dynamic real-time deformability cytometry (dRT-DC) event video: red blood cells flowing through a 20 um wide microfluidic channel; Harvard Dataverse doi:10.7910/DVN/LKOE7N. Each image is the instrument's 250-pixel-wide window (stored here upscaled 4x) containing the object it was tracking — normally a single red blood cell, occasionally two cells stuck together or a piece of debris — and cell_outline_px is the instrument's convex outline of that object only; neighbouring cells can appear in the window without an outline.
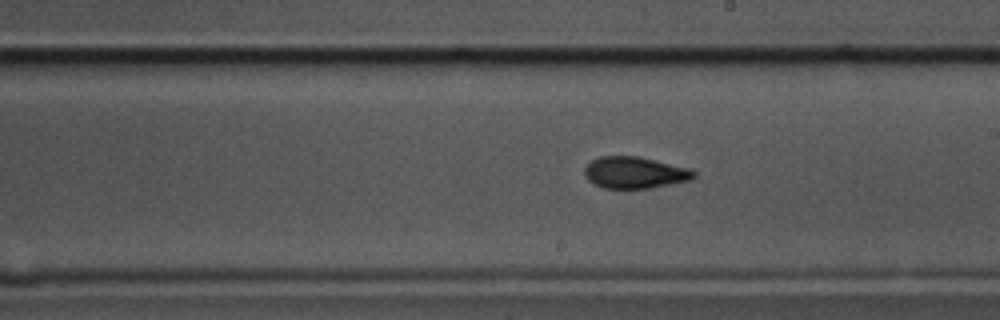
{"species": "common noctule bat (a hibernating species)", "species_latin": "Nyctalus noctula", "temperature_condition": "cold", "stored_images_in_passage": 44, "camera_frame_rate_fps": 3000, "um_per_image_px": 0.085, "animal": {"sex": "male", "body_mass_g": 17.5, "forearm_length_mm": 52.3}, "frame": {"image": 1, "passage_image": 19, "time_ms": 6.0, "image_size_px": [1000, 320], "cell_outline_px": [[696, 176], [688, 180], [648, 188], [604, 188], [588, 180], [584, 172], [584, 168], [592, 160], [600, 156], [640, 156], [688, 168], [696, 172]], "centroid_in_image_um": [53.93, 14.65], "position_along_channel_um": 235.1, "area_um2": 19.88}}
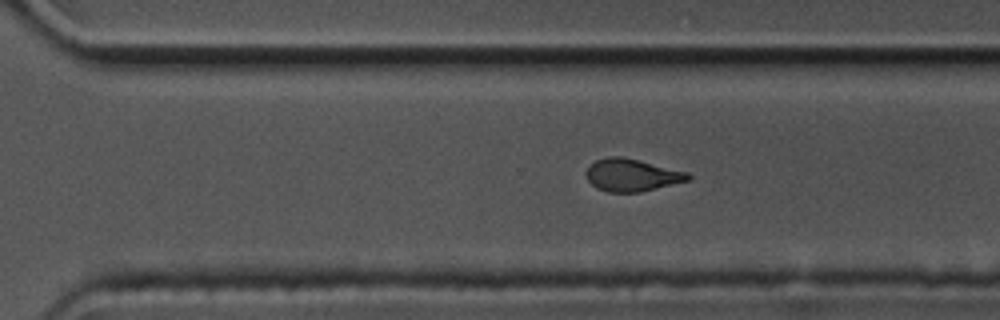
{"frame": {"image": 2, "passage_image": 26, "time_ms": 8.333, "image_size_px": [1000, 320], "cell_outline_px": [[692, 180], [640, 192], [608, 192], [596, 188], [588, 180], [584, 172], [596, 160], [608, 156], [620, 156], [640, 160], [688, 172], [692, 176]], "centroid_in_image_um": [53.73, 14.88], "position_along_channel_um": 316.9, "area_um2": 19.42}}
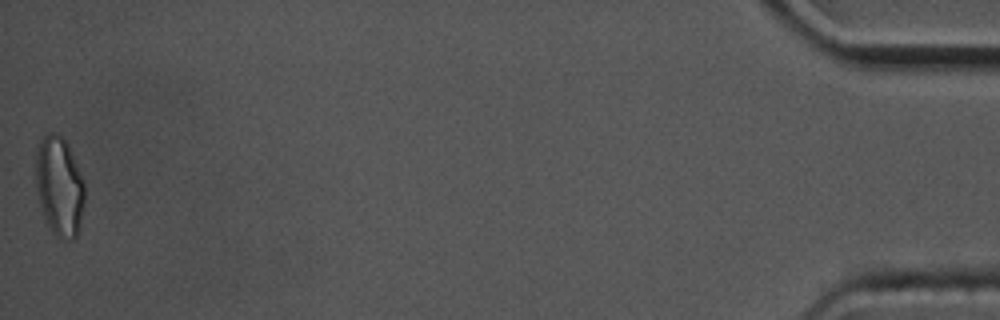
{"frame": {"image": 3, "passage_image": 44, "time_ms": 14.333, "image_size_px": [1000, 320], "cell_outline_px": [[84, 204], [80, 228], [76, 236], [72, 240], [56, 236], [52, 232], [44, 216], [40, 204], [36, 188], [36, 152], [40, 140], [48, 132], [56, 132], [68, 144], [84, 180]], "centroid_in_image_um": [5.06, 15.83], "position_along_channel_um": 430.1, "area_um2": 28.38}, "authors_computed_cell_mechanics": {"area_um2": 20.6924, "velocity_mm_per_s": 3.5059, "shape_relaxation_time_tau1_ms": 7.0076, "shape_relaxation_time_tau2_ms": 3.0025, "deformation_change_tau1": 0.1706, "deformation_change_tau2": 0.0928}}